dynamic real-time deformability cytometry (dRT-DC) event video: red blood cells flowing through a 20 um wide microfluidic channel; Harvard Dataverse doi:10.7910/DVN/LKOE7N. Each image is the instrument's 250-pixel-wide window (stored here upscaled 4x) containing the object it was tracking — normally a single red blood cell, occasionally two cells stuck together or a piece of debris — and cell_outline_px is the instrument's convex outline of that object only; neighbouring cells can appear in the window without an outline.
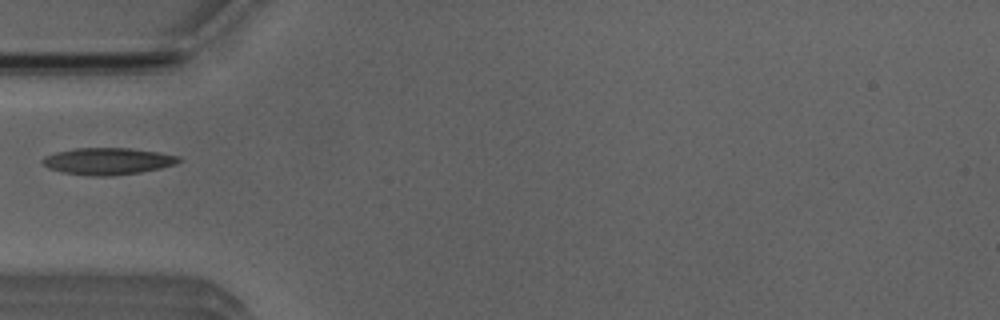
{"species": "Egyptian fruit bat (a non-hibernating species)", "species_latin": "Rousettus aegyptiacus", "temperature_condition": "room temperature", "stored_images_in_passage": 1, "camera_frame_rate_fps": 3000, "um_per_image_px": 0.085, "animal": {"sex": "male"}, "frame": {"image": 1, "passage_image": 1, "time_ms": 0.0, "image_size_px": [1000, 320], "cell_outline_px": [[184, 160], [176, 164], [160, 168], [140, 172], [112, 176], [88, 176], [64, 172], [48, 168], [40, 160], [44, 156], [56, 152], [76, 148], [128, 148], [160, 152], [180, 156]], "centroid_in_image_um": [9.19, 13.7], "position_along_channel_um": 75.8, "area_um2": 21.44}}